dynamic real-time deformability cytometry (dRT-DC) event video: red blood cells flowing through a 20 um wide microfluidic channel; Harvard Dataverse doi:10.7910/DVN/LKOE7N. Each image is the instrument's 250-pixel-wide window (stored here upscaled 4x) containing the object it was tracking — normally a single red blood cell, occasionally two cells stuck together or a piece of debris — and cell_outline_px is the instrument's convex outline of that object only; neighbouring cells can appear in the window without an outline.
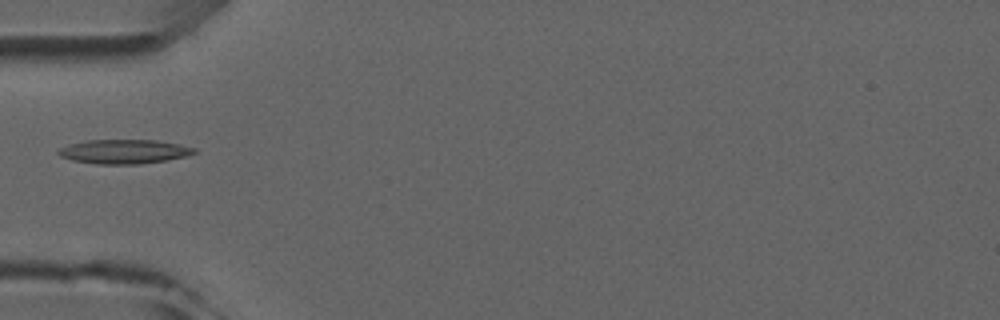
{"species": "common noctule bat (a hibernating species)", "species_latin": "Nyctalus noctula", "temperature_condition": "room temperature", "stored_images_in_passage": 4, "camera_frame_rate_fps": 3000, "um_per_image_px": 0.085, "animal": {"sex": "male", "forearm_length_mm": 52.5}, "frame": {"image": 1, "passage_image": 4, "time_ms": 3.333, "image_size_px": [1000, 320], "cell_outline_px": [[196, 152], [184, 156], [168, 160], [136, 164], [96, 164], [72, 160], [60, 156], [56, 152], [60, 148], [68, 144], [88, 140], [156, 140], [180, 144], [196, 148]], "centroid_in_image_um": [10.52, 12.88], "position_along_channel_um": 74.5, "area_um2": 19.13}}